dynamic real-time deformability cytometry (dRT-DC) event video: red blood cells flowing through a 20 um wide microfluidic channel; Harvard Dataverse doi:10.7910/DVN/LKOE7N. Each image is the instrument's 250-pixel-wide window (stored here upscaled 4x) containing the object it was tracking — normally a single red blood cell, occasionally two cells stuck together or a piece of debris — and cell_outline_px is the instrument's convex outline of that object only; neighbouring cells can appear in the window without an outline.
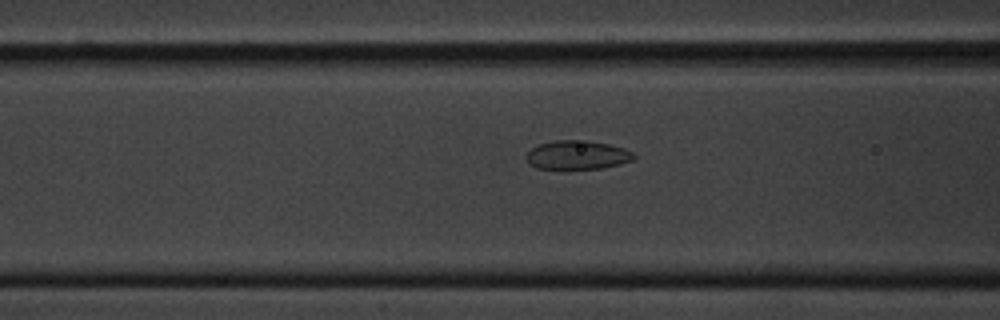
{"species": "common noctule bat (a hibernating species)", "species_latin": "Nyctalus noctula", "temperature_condition": "cold", "stored_images_in_passage": 15, "camera_frame_rate_fps": 3000, "um_per_image_px": 0.085, "animal": {"sex": "male", "body_mass_g": 20.1, "forearm_length_mm": 53.5}, "frame": {"image": 1, "passage_image": 13, "time_ms": 4.0, "image_size_px": [1000, 320], "cell_outline_px": [[636, 156], [632, 160], [620, 164], [600, 168], [536, 168], [528, 164], [524, 156], [532, 148], [540, 144], [556, 140], [588, 140], [608, 144], [624, 148], [632, 152]], "centroid_in_image_um": [49.05, 13.16], "position_along_channel_um": 117.6, "area_um2": 17.98}}